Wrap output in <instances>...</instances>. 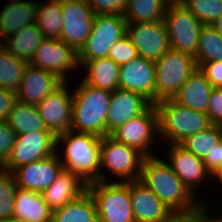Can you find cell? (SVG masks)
I'll use <instances>...</instances> for the list:
<instances>
[{
	"instance_id": "484cf974",
	"label": "cell",
	"mask_w": 222,
	"mask_h": 222,
	"mask_svg": "<svg viewBox=\"0 0 222 222\" xmlns=\"http://www.w3.org/2000/svg\"><path fill=\"white\" fill-rule=\"evenodd\" d=\"M80 67H84L82 81L103 90L113 92L118 88L119 68L109 58H97L93 60H79Z\"/></svg>"
},
{
	"instance_id": "816d5d0a",
	"label": "cell",
	"mask_w": 222,
	"mask_h": 222,
	"mask_svg": "<svg viewBox=\"0 0 222 222\" xmlns=\"http://www.w3.org/2000/svg\"><path fill=\"white\" fill-rule=\"evenodd\" d=\"M219 128L221 130V137H222V124L219 125Z\"/></svg>"
},
{
	"instance_id": "74e56055",
	"label": "cell",
	"mask_w": 222,
	"mask_h": 222,
	"mask_svg": "<svg viewBox=\"0 0 222 222\" xmlns=\"http://www.w3.org/2000/svg\"><path fill=\"white\" fill-rule=\"evenodd\" d=\"M16 132L9 124L0 122V167L7 161L16 140Z\"/></svg>"
},
{
	"instance_id": "d4e9b609",
	"label": "cell",
	"mask_w": 222,
	"mask_h": 222,
	"mask_svg": "<svg viewBox=\"0 0 222 222\" xmlns=\"http://www.w3.org/2000/svg\"><path fill=\"white\" fill-rule=\"evenodd\" d=\"M13 218L25 222H51L52 210L43 200L41 193L17 188Z\"/></svg>"
},
{
	"instance_id": "f546056e",
	"label": "cell",
	"mask_w": 222,
	"mask_h": 222,
	"mask_svg": "<svg viewBox=\"0 0 222 222\" xmlns=\"http://www.w3.org/2000/svg\"><path fill=\"white\" fill-rule=\"evenodd\" d=\"M35 23L45 38L60 39L63 25L61 0H47L44 4L37 1Z\"/></svg>"
},
{
	"instance_id": "8992f818",
	"label": "cell",
	"mask_w": 222,
	"mask_h": 222,
	"mask_svg": "<svg viewBox=\"0 0 222 222\" xmlns=\"http://www.w3.org/2000/svg\"><path fill=\"white\" fill-rule=\"evenodd\" d=\"M196 69L198 67L192 55L169 48L155 61V103L173 98Z\"/></svg>"
},
{
	"instance_id": "c3c4849f",
	"label": "cell",
	"mask_w": 222,
	"mask_h": 222,
	"mask_svg": "<svg viewBox=\"0 0 222 222\" xmlns=\"http://www.w3.org/2000/svg\"><path fill=\"white\" fill-rule=\"evenodd\" d=\"M0 222H25V221L18 220V219H15V218H11V219L3 220V221H0Z\"/></svg>"
},
{
	"instance_id": "52a82bcc",
	"label": "cell",
	"mask_w": 222,
	"mask_h": 222,
	"mask_svg": "<svg viewBox=\"0 0 222 222\" xmlns=\"http://www.w3.org/2000/svg\"><path fill=\"white\" fill-rule=\"evenodd\" d=\"M100 181L107 182L102 167L115 175L120 182L139 180L145 156L137 149L117 142L110 135L101 137L100 143Z\"/></svg>"
},
{
	"instance_id": "8fae6325",
	"label": "cell",
	"mask_w": 222,
	"mask_h": 222,
	"mask_svg": "<svg viewBox=\"0 0 222 222\" xmlns=\"http://www.w3.org/2000/svg\"><path fill=\"white\" fill-rule=\"evenodd\" d=\"M55 153L56 136L51 131H30L16 136L10 156L1 168L13 172L20 166Z\"/></svg>"
},
{
	"instance_id": "44dd1931",
	"label": "cell",
	"mask_w": 222,
	"mask_h": 222,
	"mask_svg": "<svg viewBox=\"0 0 222 222\" xmlns=\"http://www.w3.org/2000/svg\"><path fill=\"white\" fill-rule=\"evenodd\" d=\"M129 192L135 222H156L172 212L140 180L129 181Z\"/></svg>"
},
{
	"instance_id": "ffe728a7",
	"label": "cell",
	"mask_w": 222,
	"mask_h": 222,
	"mask_svg": "<svg viewBox=\"0 0 222 222\" xmlns=\"http://www.w3.org/2000/svg\"><path fill=\"white\" fill-rule=\"evenodd\" d=\"M63 82L54 73L29 63L24 70L22 82L16 92L17 101L37 106Z\"/></svg>"
},
{
	"instance_id": "4316f807",
	"label": "cell",
	"mask_w": 222,
	"mask_h": 222,
	"mask_svg": "<svg viewBox=\"0 0 222 222\" xmlns=\"http://www.w3.org/2000/svg\"><path fill=\"white\" fill-rule=\"evenodd\" d=\"M45 39L36 23L29 24L3 40L4 47L27 64L34 58L37 47Z\"/></svg>"
},
{
	"instance_id": "681fc988",
	"label": "cell",
	"mask_w": 222,
	"mask_h": 222,
	"mask_svg": "<svg viewBox=\"0 0 222 222\" xmlns=\"http://www.w3.org/2000/svg\"><path fill=\"white\" fill-rule=\"evenodd\" d=\"M216 180H217L218 182L220 181L219 184H220V183L222 184V171H221L220 174L216 177L215 181H216Z\"/></svg>"
},
{
	"instance_id": "60d3db41",
	"label": "cell",
	"mask_w": 222,
	"mask_h": 222,
	"mask_svg": "<svg viewBox=\"0 0 222 222\" xmlns=\"http://www.w3.org/2000/svg\"><path fill=\"white\" fill-rule=\"evenodd\" d=\"M213 88H222V62H205L198 68Z\"/></svg>"
},
{
	"instance_id": "f35d334b",
	"label": "cell",
	"mask_w": 222,
	"mask_h": 222,
	"mask_svg": "<svg viewBox=\"0 0 222 222\" xmlns=\"http://www.w3.org/2000/svg\"><path fill=\"white\" fill-rule=\"evenodd\" d=\"M95 14H123L128 0H86Z\"/></svg>"
},
{
	"instance_id": "e575fe53",
	"label": "cell",
	"mask_w": 222,
	"mask_h": 222,
	"mask_svg": "<svg viewBox=\"0 0 222 222\" xmlns=\"http://www.w3.org/2000/svg\"><path fill=\"white\" fill-rule=\"evenodd\" d=\"M17 188L13 172L0 167V221L13 218Z\"/></svg>"
},
{
	"instance_id": "30bf717a",
	"label": "cell",
	"mask_w": 222,
	"mask_h": 222,
	"mask_svg": "<svg viewBox=\"0 0 222 222\" xmlns=\"http://www.w3.org/2000/svg\"><path fill=\"white\" fill-rule=\"evenodd\" d=\"M155 135H159L158 113L155 104H152L144 113L120 125L110 134L117 142L137 149L145 157L155 156L151 152Z\"/></svg>"
},
{
	"instance_id": "ba28073f",
	"label": "cell",
	"mask_w": 222,
	"mask_h": 222,
	"mask_svg": "<svg viewBox=\"0 0 222 222\" xmlns=\"http://www.w3.org/2000/svg\"><path fill=\"white\" fill-rule=\"evenodd\" d=\"M163 21L170 48L195 57L204 24L182 4L168 5Z\"/></svg>"
},
{
	"instance_id": "5bb4252c",
	"label": "cell",
	"mask_w": 222,
	"mask_h": 222,
	"mask_svg": "<svg viewBox=\"0 0 222 222\" xmlns=\"http://www.w3.org/2000/svg\"><path fill=\"white\" fill-rule=\"evenodd\" d=\"M126 35L138 56L156 61L170 48L164 21L127 23Z\"/></svg>"
},
{
	"instance_id": "7c38bea8",
	"label": "cell",
	"mask_w": 222,
	"mask_h": 222,
	"mask_svg": "<svg viewBox=\"0 0 222 222\" xmlns=\"http://www.w3.org/2000/svg\"><path fill=\"white\" fill-rule=\"evenodd\" d=\"M30 64L54 73L64 82L68 81L66 76L68 72L81 68L76 49L59 39L50 38L40 42Z\"/></svg>"
},
{
	"instance_id": "7402d4cb",
	"label": "cell",
	"mask_w": 222,
	"mask_h": 222,
	"mask_svg": "<svg viewBox=\"0 0 222 222\" xmlns=\"http://www.w3.org/2000/svg\"><path fill=\"white\" fill-rule=\"evenodd\" d=\"M86 191L87 183L78 175L63 169L41 194L48 207L54 211L77 199Z\"/></svg>"
},
{
	"instance_id": "9c48e42d",
	"label": "cell",
	"mask_w": 222,
	"mask_h": 222,
	"mask_svg": "<svg viewBox=\"0 0 222 222\" xmlns=\"http://www.w3.org/2000/svg\"><path fill=\"white\" fill-rule=\"evenodd\" d=\"M123 14H95L90 35L80 49L79 60L106 58L110 47L126 35Z\"/></svg>"
},
{
	"instance_id": "7a4b0ae2",
	"label": "cell",
	"mask_w": 222,
	"mask_h": 222,
	"mask_svg": "<svg viewBox=\"0 0 222 222\" xmlns=\"http://www.w3.org/2000/svg\"><path fill=\"white\" fill-rule=\"evenodd\" d=\"M60 142L65 147L64 157L58 154L63 169L78 175L87 184L100 181L101 137L68 130L56 136L57 153H60Z\"/></svg>"
},
{
	"instance_id": "cb8c5ba5",
	"label": "cell",
	"mask_w": 222,
	"mask_h": 222,
	"mask_svg": "<svg viewBox=\"0 0 222 222\" xmlns=\"http://www.w3.org/2000/svg\"><path fill=\"white\" fill-rule=\"evenodd\" d=\"M0 11V39L17 32L24 26L35 23L37 1L10 0Z\"/></svg>"
},
{
	"instance_id": "f6af8a7d",
	"label": "cell",
	"mask_w": 222,
	"mask_h": 222,
	"mask_svg": "<svg viewBox=\"0 0 222 222\" xmlns=\"http://www.w3.org/2000/svg\"><path fill=\"white\" fill-rule=\"evenodd\" d=\"M192 222H222V216H210L208 207L205 206L193 219Z\"/></svg>"
},
{
	"instance_id": "4dcf8cb0",
	"label": "cell",
	"mask_w": 222,
	"mask_h": 222,
	"mask_svg": "<svg viewBox=\"0 0 222 222\" xmlns=\"http://www.w3.org/2000/svg\"><path fill=\"white\" fill-rule=\"evenodd\" d=\"M167 7L164 0H128L123 15L127 23L156 22L164 19Z\"/></svg>"
},
{
	"instance_id": "6da1fadb",
	"label": "cell",
	"mask_w": 222,
	"mask_h": 222,
	"mask_svg": "<svg viewBox=\"0 0 222 222\" xmlns=\"http://www.w3.org/2000/svg\"><path fill=\"white\" fill-rule=\"evenodd\" d=\"M139 180L171 211L200 212L206 205L196 200L168 162L158 156L145 157Z\"/></svg>"
},
{
	"instance_id": "5b68a950",
	"label": "cell",
	"mask_w": 222,
	"mask_h": 222,
	"mask_svg": "<svg viewBox=\"0 0 222 222\" xmlns=\"http://www.w3.org/2000/svg\"><path fill=\"white\" fill-rule=\"evenodd\" d=\"M93 196L99 222H135L129 181H95L87 184Z\"/></svg>"
},
{
	"instance_id": "1f68e13d",
	"label": "cell",
	"mask_w": 222,
	"mask_h": 222,
	"mask_svg": "<svg viewBox=\"0 0 222 222\" xmlns=\"http://www.w3.org/2000/svg\"><path fill=\"white\" fill-rule=\"evenodd\" d=\"M194 58L198 68L205 62H222V37L211 24L200 29L198 52Z\"/></svg>"
},
{
	"instance_id": "603a6c76",
	"label": "cell",
	"mask_w": 222,
	"mask_h": 222,
	"mask_svg": "<svg viewBox=\"0 0 222 222\" xmlns=\"http://www.w3.org/2000/svg\"><path fill=\"white\" fill-rule=\"evenodd\" d=\"M212 89L206 76L196 69L172 99L189 109L206 113Z\"/></svg>"
},
{
	"instance_id": "7bdbcfd3",
	"label": "cell",
	"mask_w": 222,
	"mask_h": 222,
	"mask_svg": "<svg viewBox=\"0 0 222 222\" xmlns=\"http://www.w3.org/2000/svg\"><path fill=\"white\" fill-rule=\"evenodd\" d=\"M16 102V92L0 87V122L6 121Z\"/></svg>"
},
{
	"instance_id": "f907efd6",
	"label": "cell",
	"mask_w": 222,
	"mask_h": 222,
	"mask_svg": "<svg viewBox=\"0 0 222 222\" xmlns=\"http://www.w3.org/2000/svg\"><path fill=\"white\" fill-rule=\"evenodd\" d=\"M4 47L3 41L0 39V50Z\"/></svg>"
},
{
	"instance_id": "e0dca14e",
	"label": "cell",
	"mask_w": 222,
	"mask_h": 222,
	"mask_svg": "<svg viewBox=\"0 0 222 222\" xmlns=\"http://www.w3.org/2000/svg\"><path fill=\"white\" fill-rule=\"evenodd\" d=\"M155 61L137 56L119 68L118 88L138 92L155 104Z\"/></svg>"
},
{
	"instance_id": "836d02e7",
	"label": "cell",
	"mask_w": 222,
	"mask_h": 222,
	"mask_svg": "<svg viewBox=\"0 0 222 222\" xmlns=\"http://www.w3.org/2000/svg\"><path fill=\"white\" fill-rule=\"evenodd\" d=\"M221 140L219 125L213 124L209 128L187 137L180 145L197 158L204 160Z\"/></svg>"
},
{
	"instance_id": "83f0119b",
	"label": "cell",
	"mask_w": 222,
	"mask_h": 222,
	"mask_svg": "<svg viewBox=\"0 0 222 222\" xmlns=\"http://www.w3.org/2000/svg\"><path fill=\"white\" fill-rule=\"evenodd\" d=\"M51 222H99L93 196L87 190L77 199L52 211Z\"/></svg>"
},
{
	"instance_id": "ab89813d",
	"label": "cell",
	"mask_w": 222,
	"mask_h": 222,
	"mask_svg": "<svg viewBox=\"0 0 222 222\" xmlns=\"http://www.w3.org/2000/svg\"><path fill=\"white\" fill-rule=\"evenodd\" d=\"M206 114L212 124H222V88L212 89Z\"/></svg>"
},
{
	"instance_id": "2e32d148",
	"label": "cell",
	"mask_w": 222,
	"mask_h": 222,
	"mask_svg": "<svg viewBox=\"0 0 222 222\" xmlns=\"http://www.w3.org/2000/svg\"><path fill=\"white\" fill-rule=\"evenodd\" d=\"M63 170L58 153L18 167L13 171L18 188L42 193Z\"/></svg>"
},
{
	"instance_id": "ee69618b",
	"label": "cell",
	"mask_w": 222,
	"mask_h": 222,
	"mask_svg": "<svg viewBox=\"0 0 222 222\" xmlns=\"http://www.w3.org/2000/svg\"><path fill=\"white\" fill-rule=\"evenodd\" d=\"M199 212L172 211L165 218L156 222H192Z\"/></svg>"
},
{
	"instance_id": "f1b7e54d",
	"label": "cell",
	"mask_w": 222,
	"mask_h": 222,
	"mask_svg": "<svg viewBox=\"0 0 222 222\" xmlns=\"http://www.w3.org/2000/svg\"><path fill=\"white\" fill-rule=\"evenodd\" d=\"M6 122L16 132V135L30 131H49L40 117L37 106L19 101L16 102L14 108L8 114Z\"/></svg>"
},
{
	"instance_id": "4fadbf2b",
	"label": "cell",
	"mask_w": 222,
	"mask_h": 222,
	"mask_svg": "<svg viewBox=\"0 0 222 222\" xmlns=\"http://www.w3.org/2000/svg\"><path fill=\"white\" fill-rule=\"evenodd\" d=\"M63 16L60 39L78 52L91 33L94 11L86 0H61Z\"/></svg>"
},
{
	"instance_id": "ac0fdd59",
	"label": "cell",
	"mask_w": 222,
	"mask_h": 222,
	"mask_svg": "<svg viewBox=\"0 0 222 222\" xmlns=\"http://www.w3.org/2000/svg\"><path fill=\"white\" fill-rule=\"evenodd\" d=\"M153 103L142 94L117 88L111 94L110 107L106 118V135L120 125L144 113Z\"/></svg>"
},
{
	"instance_id": "d6986e66",
	"label": "cell",
	"mask_w": 222,
	"mask_h": 222,
	"mask_svg": "<svg viewBox=\"0 0 222 222\" xmlns=\"http://www.w3.org/2000/svg\"><path fill=\"white\" fill-rule=\"evenodd\" d=\"M168 148L167 159H169L166 162L193 195L196 194L194 193L197 192L196 190H199L197 186L203 187L206 184L207 177H212L213 180L214 177L207 170L202 159L197 158L180 144H170Z\"/></svg>"
},
{
	"instance_id": "d590c367",
	"label": "cell",
	"mask_w": 222,
	"mask_h": 222,
	"mask_svg": "<svg viewBox=\"0 0 222 222\" xmlns=\"http://www.w3.org/2000/svg\"><path fill=\"white\" fill-rule=\"evenodd\" d=\"M182 5L204 25L212 24L222 15V0H184Z\"/></svg>"
},
{
	"instance_id": "9a60e30c",
	"label": "cell",
	"mask_w": 222,
	"mask_h": 222,
	"mask_svg": "<svg viewBox=\"0 0 222 222\" xmlns=\"http://www.w3.org/2000/svg\"><path fill=\"white\" fill-rule=\"evenodd\" d=\"M66 85H69L68 81L63 82L37 105L46 129L55 136L71 128L73 94Z\"/></svg>"
},
{
	"instance_id": "8d00e7d4",
	"label": "cell",
	"mask_w": 222,
	"mask_h": 222,
	"mask_svg": "<svg viewBox=\"0 0 222 222\" xmlns=\"http://www.w3.org/2000/svg\"><path fill=\"white\" fill-rule=\"evenodd\" d=\"M138 56L137 49L127 35L116 41L108 51L107 58L121 66Z\"/></svg>"
},
{
	"instance_id": "3957f363",
	"label": "cell",
	"mask_w": 222,
	"mask_h": 222,
	"mask_svg": "<svg viewBox=\"0 0 222 222\" xmlns=\"http://www.w3.org/2000/svg\"><path fill=\"white\" fill-rule=\"evenodd\" d=\"M73 94L70 130L106 136V118L112 92L91 86L83 81Z\"/></svg>"
},
{
	"instance_id": "7dc6e473",
	"label": "cell",
	"mask_w": 222,
	"mask_h": 222,
	"mask_svg": "<svg viewBox=\"0 0 222 222\" xmlns=\"http://www.w3.org/2000/svg\"><path fill=\"white\" fill-rule=\"evenodd\" d=\"M168 5L183 4L184 0H164Z\"/></svg>"
},
{
	"instance_id": "b9f144b4",
	"label": "cell",
	"mask_w": 222,
	"mask_h": 222,
	"mask_svg": "<svg viewBox=\"0 0 222 222\" xmlns=\"http://www.w3.org/2000/svg\"><path fill=\"white\" fill-rule=\"evenodd\" d=\"M207 170L211 173L214 179L222 171V140L203 160Z\"/></svg>"
},
{
	"instance_id": "277c9868",
	"label": "cell",
	"mask_w": 222,
	"mask_h": 222,
	"mask_svg": "<svg viewBox=\"0 0 222 222\" xmlns=\"http://www.w3.org/2000/svg\"><path fill=\"white\" fill-rule=\"evenodd\" d=\"M155 107L158 113L159 137L166 140L165 143L180 144L187 137L213 125L206 113L182 106L172 98L156 102Z\"/></svg>"
},
{
	"instance_id": "bcb514c9",
	"label": "cell",
	"mask_w": 222,
	"mask_h": 222,
	"mask_svg": "<svg viewBox=\"0 0 222 222\" xmlns=\"http://www.w3.org/2000/svg\"><path fill=\"white\" fill-rule=\"evenodd\" d=\"M211 25L215 28L218 34L222 37V15Z\"/></svg>"
},
{
	"instance_id": "d6a6232c",
	"label": "cell",
	"mask_w": 222,
	"mask_h": 222,
	"mask_svg": "<svg viewBox=\"0 0 222 222\" xmlns=\"http://www.w3.org/2000/svg\"><path fill=\"white\" fill-rule=\"evenodd\" d=\"M27 63L16 58L5 47L0 50V87L17 92Z\"/></svg>"
}]
</instances>
